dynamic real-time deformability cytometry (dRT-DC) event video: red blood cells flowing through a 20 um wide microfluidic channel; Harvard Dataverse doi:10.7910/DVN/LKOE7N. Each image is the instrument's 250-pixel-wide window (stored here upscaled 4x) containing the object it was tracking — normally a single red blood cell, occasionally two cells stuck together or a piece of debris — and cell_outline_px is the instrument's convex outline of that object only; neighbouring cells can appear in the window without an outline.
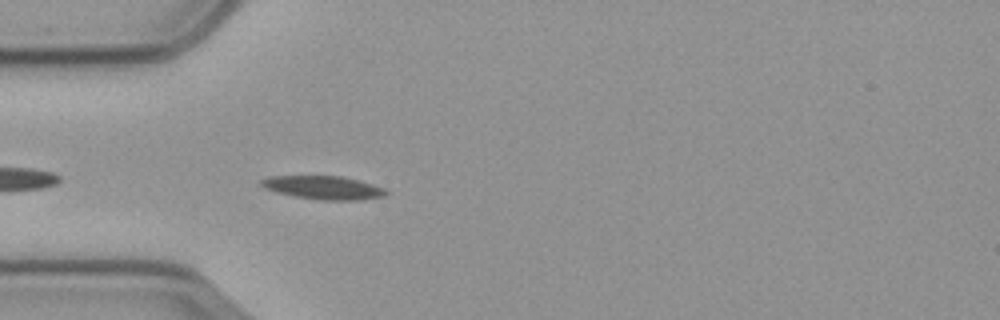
{"species": "common noctule bat (a hibernating species)", "species_latin": "Nyctalus noctula", "temperature_condition": "cold", "stored_images_in_passage": 12, "camera_frame_rate_fps": 3000, "um_per_image_px": 0.085, "animal": {"sex": "male", "body_mass_g": 23.1, "forearm_length_mm": 52.7}, "frame": {"image": 1, "passage_image": 3, "time_ms": 0.667, "image_size_px": [1000, 320], "cell_outline_px": [[388, 192], [384, 196], [360, 200], [320, 200], [296, 196], [276, 192], [264, 188], [260, 184], [260, 180], [268, 176], [340, 176], [372, 184], [384, 188]], "centroid_in_image_um": [27.46, 15.95], "position_along_channel_um": 57.5, "area_um2": 16.88}}
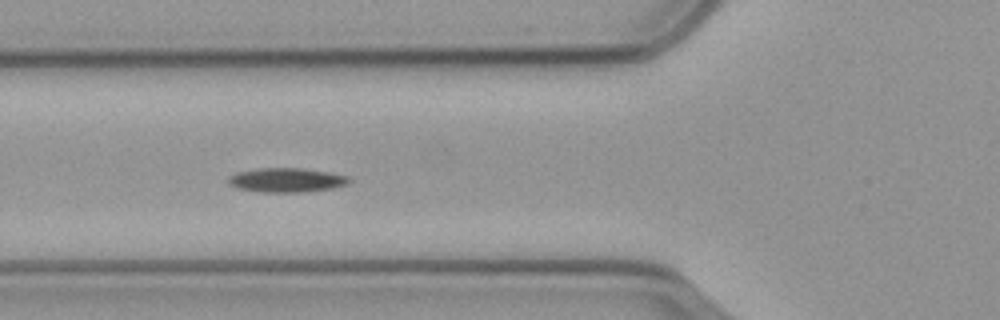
{"frame": {"image": 2, "passage_image": 7, "time_ms": 2.0, "image_size_px": [1000, 320], "cell_outline_px": [[352, 180], [348, 184], [332, 188], [304, 192], [260, 192], [236, 188], [228, 184], [228, 176], [236, 172], [260, 168], [300, 168], [328, 172], [348, 176]], "centroid_in_image_um": [24.33, 15.31], "position_along_channel_um": 101.5, "area_um2": 17.17}}